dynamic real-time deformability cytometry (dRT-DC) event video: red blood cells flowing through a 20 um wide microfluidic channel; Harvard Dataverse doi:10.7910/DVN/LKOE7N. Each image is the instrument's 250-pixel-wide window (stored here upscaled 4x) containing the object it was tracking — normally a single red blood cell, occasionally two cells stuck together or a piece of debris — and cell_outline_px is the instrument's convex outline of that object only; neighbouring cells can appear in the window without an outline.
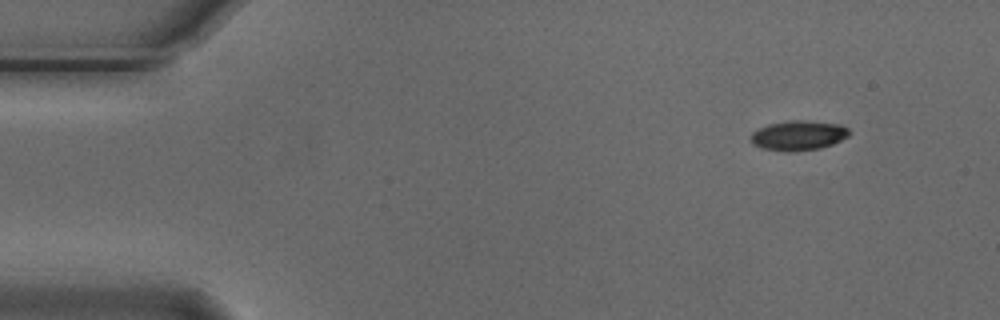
{"species": "Egyptian fruit bat (a non-hibernating species)", "species_latin": "Rousettus aegyptiacus", "temperature_condition": "cold", "stored_images_in_passage": 4, "camera_frame_rate_fps": 3000, "um_per_image_px": 0.085, "animal": {"sex": "male"}, "frame": {"image": 1, "passage_image": 1, "time_ms": 0.0, "image_size_px": [1000, 320], "cell_outline_px": [[848, 136], [832, 144], [820, 148], [796, 152], [784, 152], [760, 148], [752, 144], [748, 140], [752, 132], [768, 124], [788, 120], [804, 120], [840, 124], [848, 128]], "centroid_in_image_um": [67.8, 11.52], "position_along_channel_um": 17.2, "area_um2": 17.34}}
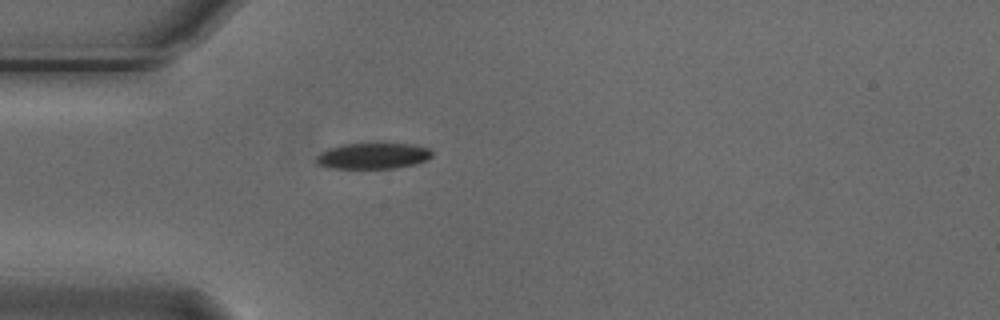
{"frame": {"image": 2, "passage_image": 4, "time_ms": 1.0, "image_size_px": [1000, 320], "cell_outline_px": [[432, 156], [428, 160], [416, 164], [396, 168], [328, 168], [316, 164], [316, 156], [320, 152], [328, 148], [344, 144], [380, 140], [408, 144], [428, 148], [432, 152]], "centroid_in_image_um": [31.7, 13.21], "position_along_channel_um": 53.3, "area_um2": 18.44}}